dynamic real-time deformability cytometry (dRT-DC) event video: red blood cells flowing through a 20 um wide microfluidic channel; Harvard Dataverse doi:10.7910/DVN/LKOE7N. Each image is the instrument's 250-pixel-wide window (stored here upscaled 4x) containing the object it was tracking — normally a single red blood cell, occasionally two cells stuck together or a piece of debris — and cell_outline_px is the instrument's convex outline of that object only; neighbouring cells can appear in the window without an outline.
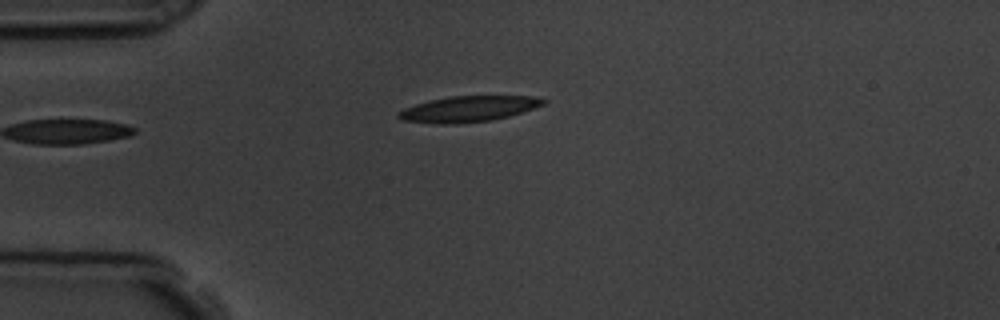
{"species": "common noctule bat (a hibernating species)", "species_latin": "Nyctalus noctula", "temperature_condition": "room temperature", "stored_images_in_passage": 41, "camera_frame_rate_fps": 3000, "um_per_image_px": 0.085, "animal": {"sex": "male", "body_mass_g": 19.5, "forearm_length_mm": 54.6}, "frame": {"image": 1, "passage_image": 1, "time_ms": 0.0, "image_size_px": [1000, 320], "cell_outline_px": [[548, 100], [544, 104], [508, 116], [492, 120], [456, 124], [440, 124], [404, 120], [396, 116], [396, 112], [404, 108], [428, 100], [452, 96], [532, 96]], "centroid_in_image_um": [39.77, 9.26], "position_along_channel_um": 45.2, "area_um2": 21.62}}
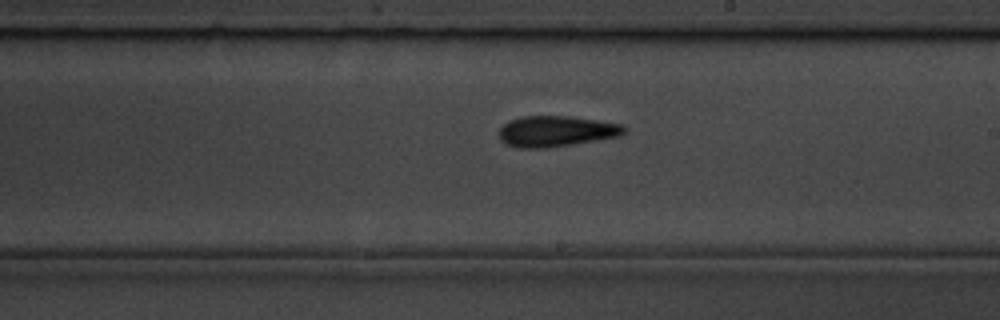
{"frame": {"image": 2, "passage_image": 18, "time_ms": 5.667, "image_size_px": [1000, 320], "cell_outline_px": [[628, 128], [620, 136], [548, 148], [520, 148], [508, 144], [500, 140], [500, 128], [508, 120], [524, 116], [572, 116], [624, 124]], "centroid_in_image_um": [47.31, 11.15], "position_along_channel_um": 241.7, "area_um2": 22.54}}
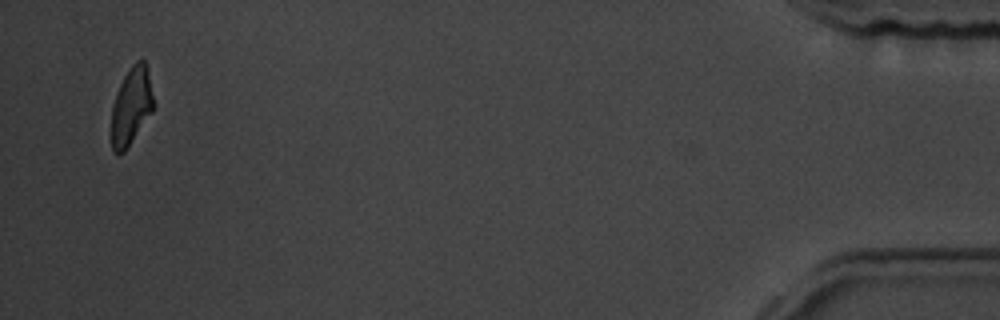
{"frame": {"image": 3, "passage_image": 39, "time_ms": 12.667, "image_size_px": [1000, 320], "cell_outline_px": [[152, 112], [124, 152], [112, 152], [112, 104], [120, 84], [124, 76], [132, 64], [136, 60], [144, 60], [148, 76], [152, 96]], "centroid_in_image_um": [11.13, 9.03], "position_along_channel_um": 424.1, "area_um2": 18.38}, "authors_computed_cell_mechanics": {"area_um2": 21.5594, "velocity_mm_per_s": 3.8202, "shape_relaxation_time_tau1_ms": 3.3062, "shape_relaxation_time_tau2_ms": 5.2507, "deformation_change_tau1": 0.1391, "deformation_change_tau2": 0.1348}}